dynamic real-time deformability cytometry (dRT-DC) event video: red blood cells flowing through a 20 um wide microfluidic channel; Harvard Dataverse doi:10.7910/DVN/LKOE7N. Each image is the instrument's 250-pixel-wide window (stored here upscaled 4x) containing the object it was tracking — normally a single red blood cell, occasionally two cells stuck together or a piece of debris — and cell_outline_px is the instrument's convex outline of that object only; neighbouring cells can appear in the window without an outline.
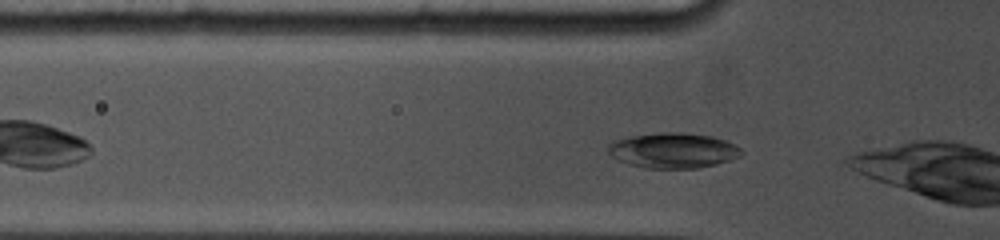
{"species": "common noctule bat (a hibernating species)", "species_latin": "Nyctalus noctula", "temperature_condition": "cold", "stored_images_in_passage": 41, "camera_frame_rate_fps": 5000, "um_per_image_px": 0.085, "animal": {"sex": "female", "body_mass_g": 19.0, "forearm_length_mm": 53.3}, "frame": {"image": 1, "passage_image": 6, "time_ms": 1.0, "image_size_px": [1000, 240], "cell_outline_px": [[744, 152], [740, 156], [716, 164], [700, 168], [644, 168], [628, 164], [616, 160], [608, 152], [608, 144], [612, 140], [632, 136], [660, 132], [684, 132], [712, 136], [724, 140], [740, 148]], "centroid_in_image_um": [57.18, 12.79], "position_along_channel_um": 68.6, "area_um2": 27.51}}
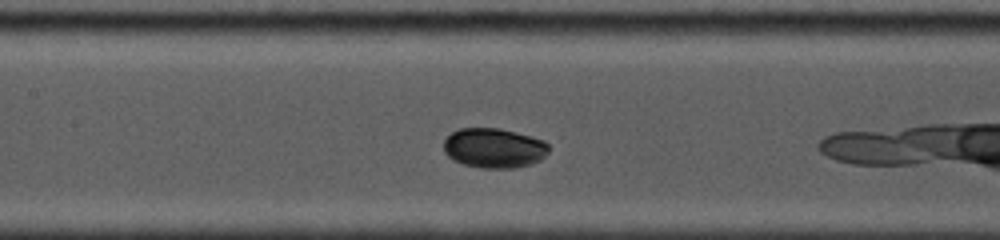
{"frame": {"image": 2, "passage_image": 18, "time_ms": 3.6, "image_size_px": [1000, 240], "cell_outline_px": [[548, 152], [540, 160], [532, 164], [512, 168], [480, 168], [464, 164], [452, 160], [444, 152], [444, 140], [452, 132], [460, 128], [500, 128], [532, 136], [544, 140], [548, 144]], "centroid_in_image_um": [41.99, 12.58], "position_along_channel_um": 165.4, "area_um2": 24.51}}
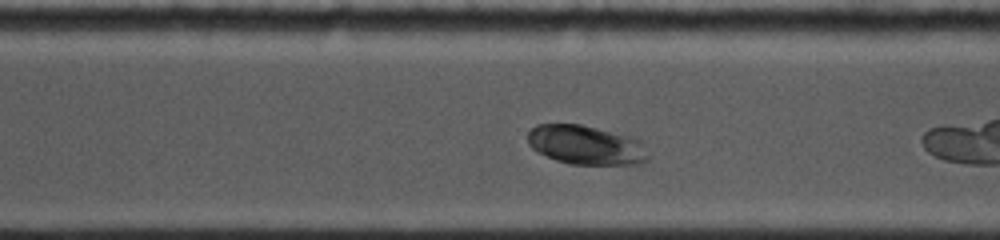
{"frame": {"image": 3, "passage_image": 32, "time_ms": 7.8, "image_size_px": [1000, 240], "cell_outline_px": [[648, 160], [644, 164], [572, 164], [556, 160], [532, 148], [528, 144], [528, 132], [536, 124], [580, 124], [636, 136], [640, 140], [648, 156]], "centroid_in_image_um": [49.85, 12.31], "position_along_channel_um": 320.8, "area_um2": 27.69}}